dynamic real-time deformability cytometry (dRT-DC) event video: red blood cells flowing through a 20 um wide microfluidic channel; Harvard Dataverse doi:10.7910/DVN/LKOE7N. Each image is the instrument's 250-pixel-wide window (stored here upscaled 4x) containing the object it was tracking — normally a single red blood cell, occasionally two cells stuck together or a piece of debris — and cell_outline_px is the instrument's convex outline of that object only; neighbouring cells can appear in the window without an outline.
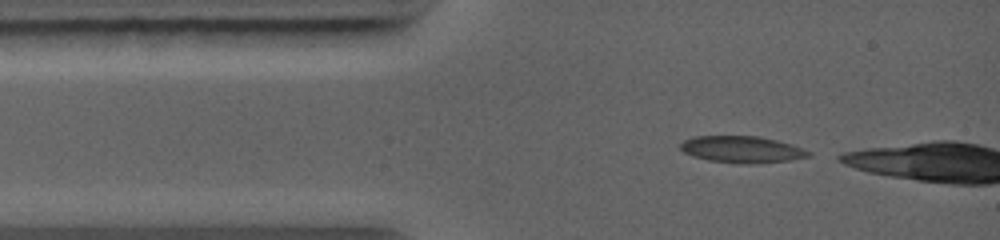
{"species": "common noctule bat (a hibernating species)", "species_latin": "Nyctalus noctula", "temperature_condition": "warm", "stored_images_in_passage": 16, "camera_frame_rate_fps": 5000, "um_per_image_px": 0.085, "animal": {"sex": "female", "body_mass_g": 19.0, "forearm_length_mm": 56.7}, "frame": {"image": 1, "passage_image": 1, "time_ms": 0.0, "image_size_px": [1000, 240], "cell_outline_px": [[812, 156], [792, 160], [756, 164], [744, 164], [708, 160], [692, 156], [684, 152], [680, 148], [680, 144], [684, 140], [692, 136], [760, 136], [792, 144], [812, 152]], "centroid_in_image_um": [63.09, 12.7], "position_along_channel_um": 21.9, "area_um2": 20.17}}
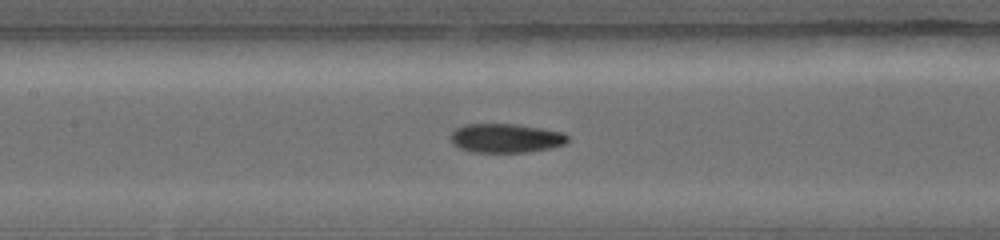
{"frame": {"image": 2, "passage_image": 13, "time_ms": 3.6, "image_size_px": [1000, 240], "cell_outline_px": [[568, 140], [564, 144], [552, 148], [528, 152], [472, 152], [460, 148], [452, 144], [452, 132], [456, 128], [464, 124], [516, 124], [564, 132], [568, 136]], "centroid_in_image_um": [43.01, 11.74], "position_along_channel_um": 164.4, "area_um2": 19.83}}
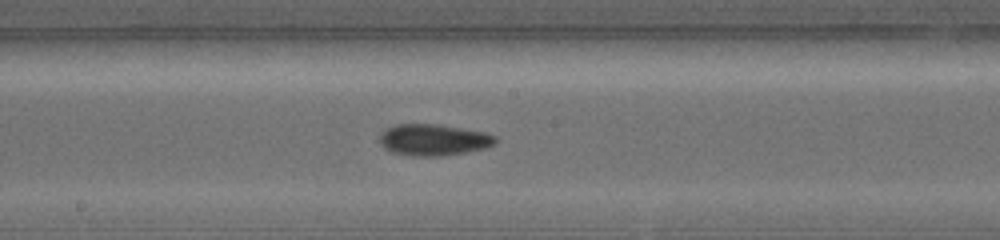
{"frame": {"image": 3, "passage_image": 15, "time_ms": 4.6, "image_size_px": [1000, 240], "cell_outline_px": [[496, 144], [484, 148], [444, 156], [412, 156], [392, 152], [384, 148], [380, 144], [380, 132], [384, 128], [396, 124], [436, 124], [484, 132], [496, 136]], "centroid_in_image_um": [36.8, 11.88], "position_along_channel_um": 211.4, "area_um2": 21.27}}